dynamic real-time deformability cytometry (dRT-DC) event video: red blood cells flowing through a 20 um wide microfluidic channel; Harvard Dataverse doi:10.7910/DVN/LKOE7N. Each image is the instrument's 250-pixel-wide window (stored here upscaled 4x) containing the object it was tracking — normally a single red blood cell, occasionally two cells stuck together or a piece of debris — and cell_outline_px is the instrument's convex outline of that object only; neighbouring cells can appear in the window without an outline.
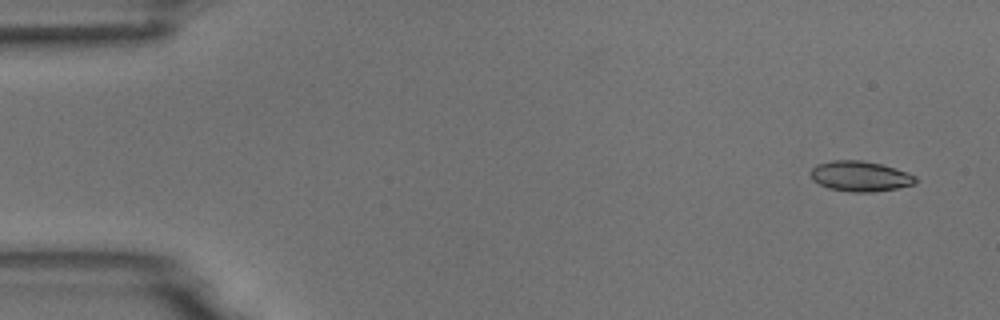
{"species": "common noctule bat (a hibernating species)", "species_latin": "Nyctalus noctula", "temperature_condition": "room temperature", "stored_images_in_passage": 4, "camera_frame_rate_fps": 3000, "um_per_image_px": 0.085, "animal": {"sex": "male", "body_mass_g": 18.8}, "frame": {"image": 1, "passage_image": 1, "time_ms": 0.0, "image_size_px": [1000, 320], "cell_outline_px": [[916, 184], [896, 188], [872, 192], [852, 192], [828, 188], [812, 180], [812, 168], [816, 164], [832, 160], [860, 160], [880, 164], [908, 172], [916, 176]], "centroid_in_image_um": [73.12, 14.98], "position_along_channel_um": 11.9, "area_um2": 18.44}}
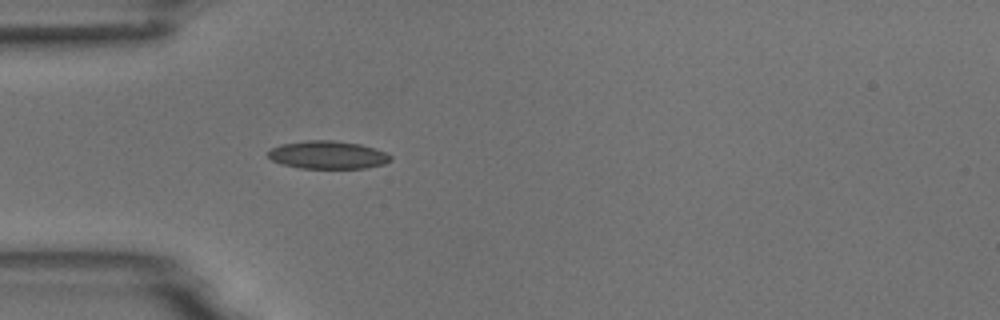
{"frame": {"image": 2, "passage_image": 4, "time_ms": 1.0, "image_size_px": [1000, 320], "cell_outline_px": [[392, 160], [384, 164], [364, 168], [300, 168], [280, 164], [272, 160], [268, 156], [268, 152], [272, 148], [280, 144], [308, 140], [332, 140], [360, 144], [376, 148], [392, 156]], "centroid_in_image_um": [27.86, 13.16], "position_along_channel_um": 57.1, "area_um2": 20.0}}